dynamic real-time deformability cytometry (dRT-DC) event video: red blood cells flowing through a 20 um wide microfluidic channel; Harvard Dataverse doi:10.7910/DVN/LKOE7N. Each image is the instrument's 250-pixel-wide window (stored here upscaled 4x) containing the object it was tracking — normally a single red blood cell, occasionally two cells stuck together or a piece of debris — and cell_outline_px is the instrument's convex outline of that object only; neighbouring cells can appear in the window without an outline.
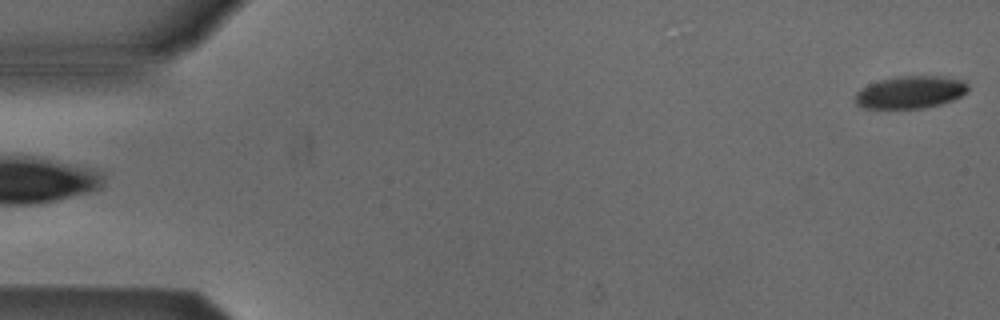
{"species": "Egyptian fruit bat (a non-hibernating species)", "species_latin": "Rousettus aegyptiacus", "temperature_condition": "cold", "stored_images_in_passage": 4, "camera_frame_rate_fps": 3000, "um_per_image_px": 0.085, "animal": {"sex": "male"}, "frame": {"image": 1, "passage_image": 4, "time_ms": 3.667, "image_size_px": [1000, 320], "cell_outline_px": [[968, 88], [960, 96], [952, 100], [940, 104], [924, 108], [864, 108], [856, 104], [856, 92], [868, 84], [880, 80], [896, 76], [940, 76], [964, 80], [968, 84]], "centroid_in_image_um": [77.37, 7.83], "position_along_channel_um": 7.6, "area_um2": 21.21}}